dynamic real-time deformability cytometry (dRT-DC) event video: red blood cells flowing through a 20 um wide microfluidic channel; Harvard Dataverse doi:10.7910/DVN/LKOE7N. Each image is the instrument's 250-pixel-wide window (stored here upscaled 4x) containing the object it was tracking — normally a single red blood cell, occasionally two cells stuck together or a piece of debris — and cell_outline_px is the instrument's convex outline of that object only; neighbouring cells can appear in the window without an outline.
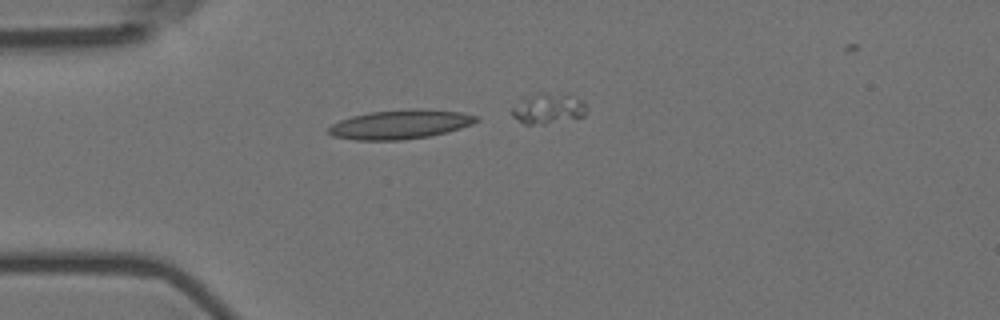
{"species": "Egyptian fruit bat (a non-hibernating species)", "species_latin": "Rousettus aegyptiacus", "temperature_condition": "room temperature", "stored_images_in_passage": 4, "segment_of_instrument_passage": [1, 2], "camera_frame_rate_fps": 3000, "um_per_image_px": 0.085, "animal": {"sex": "female"}, "frame": {"image": 1, "passage_image": 3, "time_ms": 0.667, "image_size_px": [1000, 320], "cell_outline_px": [[480, 120], [472, 124], [448, 132], [428, 136], [400, 140], [356, 140], [332, 136], [328, 132], [328, 128], [332, 124], [340, 120], [352, 116], [368, 112], [412, 108], [460, 112], [480, 116]], "centroid_in_image_um": [34.03, 10.57], "position_along_channel_um": 51.0, "area_um2": 25.14}}